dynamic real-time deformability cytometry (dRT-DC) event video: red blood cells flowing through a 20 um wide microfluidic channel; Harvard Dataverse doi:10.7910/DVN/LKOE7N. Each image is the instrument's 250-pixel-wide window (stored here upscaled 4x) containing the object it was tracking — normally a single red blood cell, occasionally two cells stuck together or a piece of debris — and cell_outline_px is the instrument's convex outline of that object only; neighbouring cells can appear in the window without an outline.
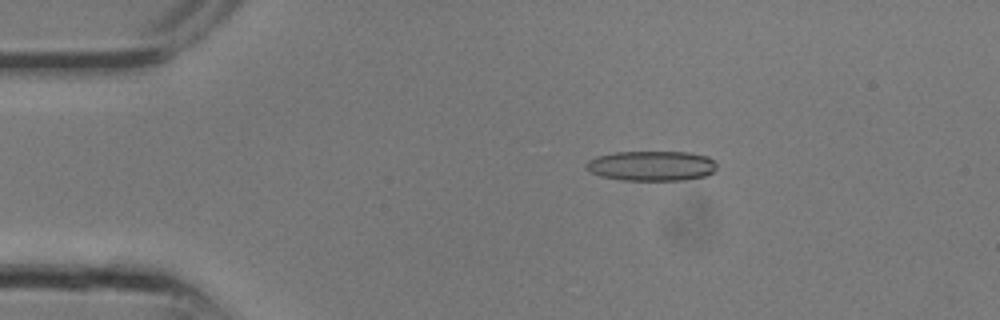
{"species": "common noctule bat (a hibernating species)", "species_latin": "Nyctalus noctula", "temperature_condition": "room temperature", "stored_images_in_passage": 12, "camera_frame_rate_fps": 3000, "um_per_image_px": 0.085, "animal": {"sex": "male", "body_mass_g": 13.3}, "frame": {"image": 1, "passage_image": 4, "time_ms": 1.0, "image_size_px": [1000, 320], "cell_outline_px": [[716, 168], [712, 172], [704, 176], [684, 180], [620, 180], [600, 176], [584, 168], [584, 164], [588, 160], [596, 156], [616, 152], [688, 152], [708, 156], [716, 164]], "centroid_in_image_um": [55.34, 14.09], "position_along_channel_um": 29.7, "area_um2": 22.89}}
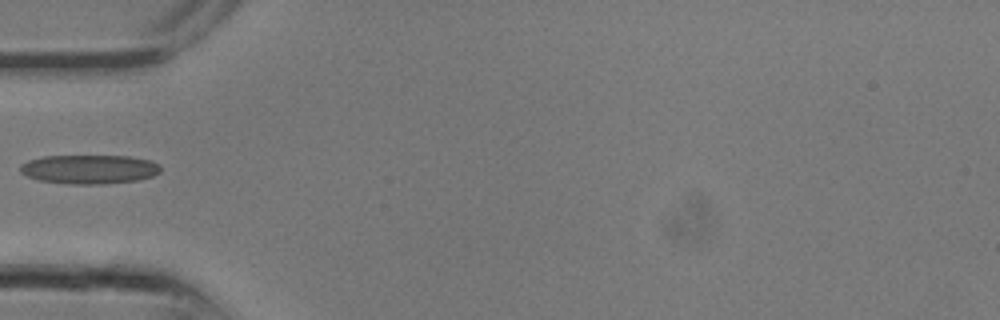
{"frame": {"image": 2, "passage_image": 8, "time_ms": 2.333, "image_size_px": [1000, 320], "cell_outline_px": [[160, 172], [152, 176], [136, 180], [100, 184], [68, 184], [40, 180], [28, 176], [20, 172], [20, 164], [28, 160], [44, 156], [128, 156], [148, 160], [160, 164]], "centroid_in_image_um": [7.57, 14.38], "position_along_channel_um": 77.4, "area_um2": 23.64}}
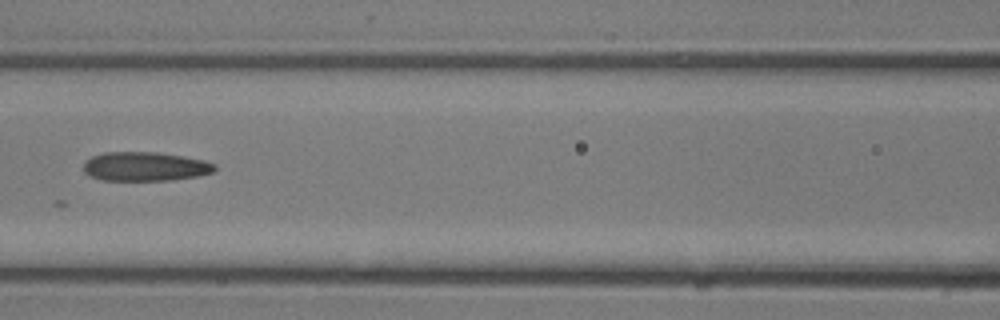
{"frame": {"image": 3, "passage_image": 11, "time_ms": 3.333, "image_size_px": [1000, 320], "cell_outline_px": [[216, 168], [212, 172], [200, 176], [172, 180], [104, 180], [88, 176], [84, 172], [84, 160], [92, 156], [104, 152], [156, 152], [184, 156], [204, 160], [216, 164]], "centroid_in_image_um": [12.33, 14.15], "position_along_channel_um": 154.3, "area_um2": 22.43}}